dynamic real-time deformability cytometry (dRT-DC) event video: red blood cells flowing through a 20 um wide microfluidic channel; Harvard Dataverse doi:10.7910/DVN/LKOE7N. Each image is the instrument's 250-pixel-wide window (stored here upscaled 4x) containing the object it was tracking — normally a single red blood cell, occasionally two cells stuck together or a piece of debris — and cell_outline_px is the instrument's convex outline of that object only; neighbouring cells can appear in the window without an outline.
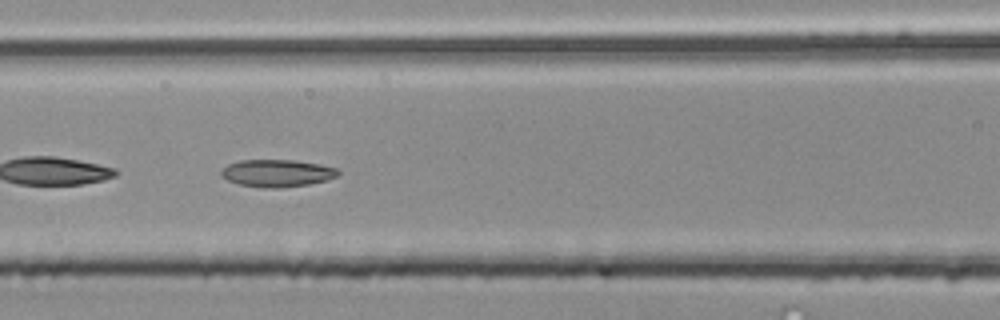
{"species": "common noctule bat (a hibernating species)", "species_latin": "Nyctalus noctula", "temperature_condition": "room temperature", "stored_images_in_passage": 52, "camera_frame_rate_fps": 3000, "um_per_image_px": 0.085, "animal": {"sex": "male", "body_mass_g": 20.4}, "frame": {"image": 1, "passage_image": 23, "time_ms": 7.333, "image_size_px": [1000, 320], "cell_outline_px": [[340, 172], [336, 176], [328, 180], [308, 184], [284, 188], [264, 188], [240, 184], [228, 180], [220, 176], [220, 172], [228, 164], [240, 160], [296, 160], [320, 164], [336, 168]], "centroid_in_image_um": [23.55, 14.72], "position_along_channel_um": 143.0, "area_um2": 18.67}}
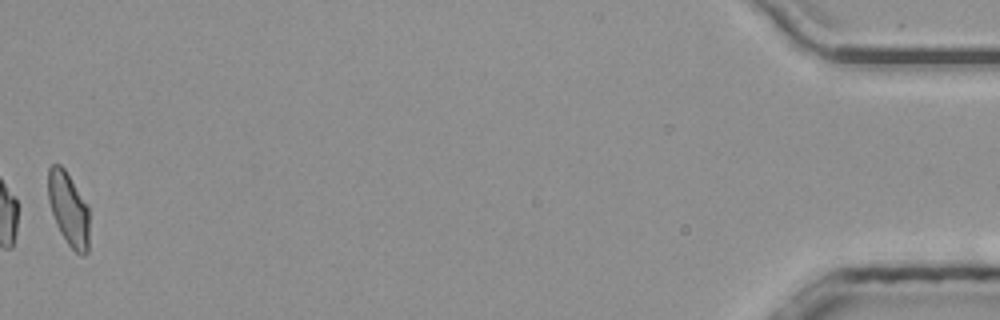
{"frame": {"image": 2, "passage_image": 52, "time_ms": 17.0, "image_size_px": [1000, 320], "cell_outline_px": [[88, 252], [84, 256], [80, 256], [68, 244], [60, 232], [56, 224], [48, 200], [48, 168], [52, 164], [60, 164], [64, 168], [88, 204]], "centroid_in_image_um": [5.83, 17.76], "position_along_channel_um": 429.4, "area_um2": 17.69}, "authors_computed_cell_mechanics": {"area_um2": 18.207, "velocity_mm_per_s": 4.001, "shape_relaxation_time_tau1_ms": 6.7386, "shape_relaxation_time_tau2_ms": 3.1225, "deformation_change_tau1": 0.1468, "deformation_change_tau2": 0.0917}}